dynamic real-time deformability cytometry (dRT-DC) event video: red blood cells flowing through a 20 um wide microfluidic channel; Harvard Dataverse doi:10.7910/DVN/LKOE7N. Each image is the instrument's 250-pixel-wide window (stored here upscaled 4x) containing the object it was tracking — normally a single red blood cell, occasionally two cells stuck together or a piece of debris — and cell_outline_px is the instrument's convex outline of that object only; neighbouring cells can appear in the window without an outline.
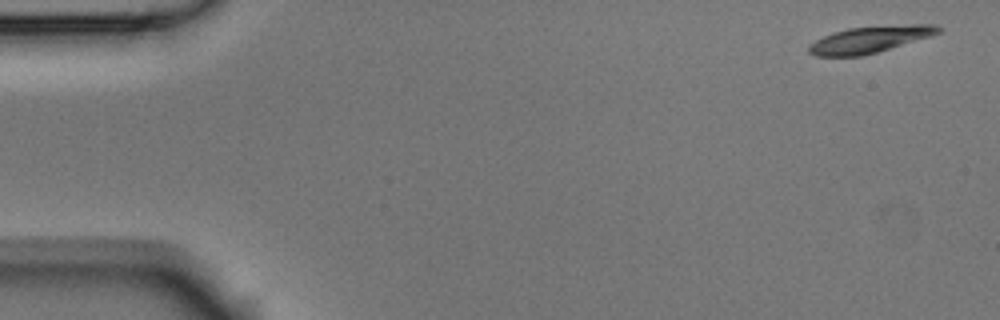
{"species": "Egyptian fruit bat (a non-hibernating species)", "species_latin": "Rousettus aegyptiacus", "temperature_condition": "room temperature", "stored_images_in_passage": 6, "camera_frame_rate_fps": 3000, "um_per_image_px": 0.085, "animal": {"sex": "male"}, "frame": {"image": 1, "passage_image": 1, "time_ms": 0.0, "image_size_px": [1000, 320], "cell_outline_px": [[944, 32], [932, 36], [864, 56], [816, 56], [808, 52], [808, 48], [816, 40], [824, 36], [848, 28], [908, 24], [936, 24], [944, 28]], "centroid_in_image_um": [74.05, 3.35], "position_along_channel_um": 11.0, "area_um2": 20.17}}
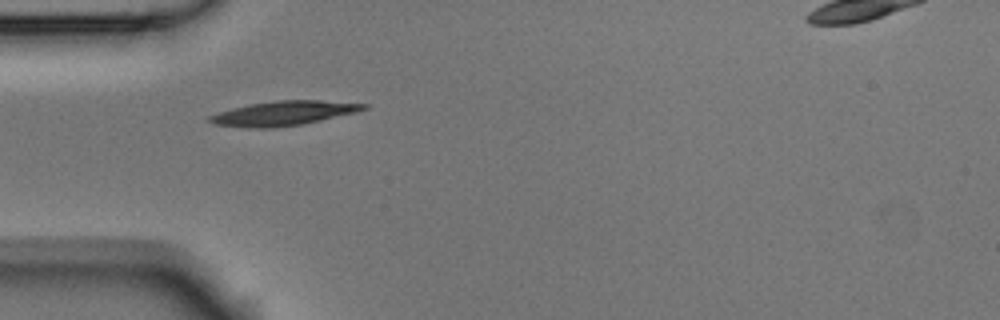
{"frame": {"image": 2, "passage_image": 5, "time_ms": 1.333, "image_size_px": [1000, 320], "cell_outline_px": [[368, 108], [356, 112], [320, 120], [300, 124], [268, 128], [256, 128], [216, 124], [208, 120], [208, 116], [232, 108], [252, 104], [276, 100], [320, 100], [368, 104]], "centroid_in_image_um": [24.13, 9.61], "position_along_channel_um": 60.9, "area_um2": 21.44}}
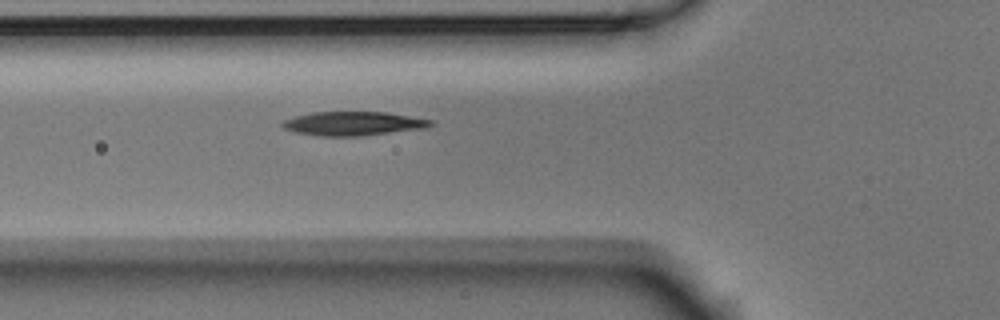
{"frame": {"image": 3, "passage_image": 6, "time_ms": 1.667, "image_size_px": [1000, 320], "cell_outline_px": [[432, 124], [428, 128], [360, 136], [320, 136], [296, 132], [284, 128], [280, 124], [284, 120], [296, 116], [312, 112], [388, 112], [432, 120]], "centroid_in_image_um": [30.04, 10.5], "position_along_channel_um": 95.8, "area_um2": 20.63}}